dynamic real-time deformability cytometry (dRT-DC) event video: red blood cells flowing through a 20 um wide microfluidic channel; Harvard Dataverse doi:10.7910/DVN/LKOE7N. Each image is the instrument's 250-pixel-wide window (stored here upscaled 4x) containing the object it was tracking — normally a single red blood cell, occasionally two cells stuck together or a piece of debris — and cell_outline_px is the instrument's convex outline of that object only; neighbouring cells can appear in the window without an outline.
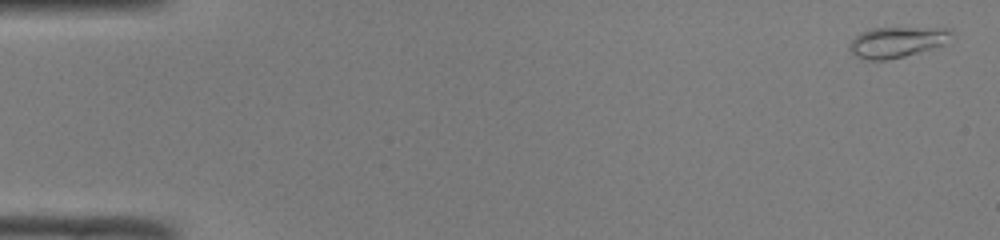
{"species": "common noctule bat (a hibernating species)", "species_latin": "Nyctalus noctula", "temperature_condition": "room temperature", "stored_images_in_passage": 49, "camera_frame_rate_fps": 3000, "um_per_image_px": 0.085, "animal": {"sex": "male", "body_mass_g": 19.0, "forearm_length_mm": 50.8}, "frame": {"image": 1, "passage_image": 1, "time_ms": 0.0, "image_size_px": [1000, 240], "cell_outline_px": [[952, 32], [944, 44], [932, 48], [904, 56], [888, 60], [864, 60], [856, 56], [848, 48], [848, 44], [860, 32], [872, 28], [952, 28]], "centroid_in_image_um": [76.19, 3.58], "position_along_channel_um": 8.8, "area_um2": 18.09}}
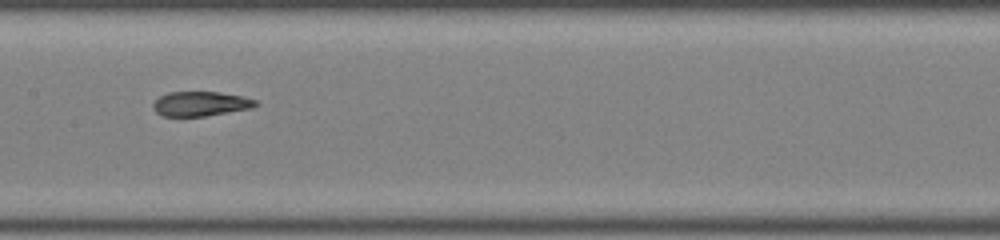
{"frame": {"image": 2, "passage_image": 25, "time_ms": 8.0, "image_size_px": [1000, 240], "cell_outline_px": [[260, 104], [252, 108], [204, 116], [164, 116], [156, 112], [152, 108], [152, 104], [160, 96], [168, 92], [220, 92], [240, 96], [256, 100]], "centroid_in_image_um": [17.04, 8.82], "position_along_channel_um": 190.4, "area_um2": 14.62}}
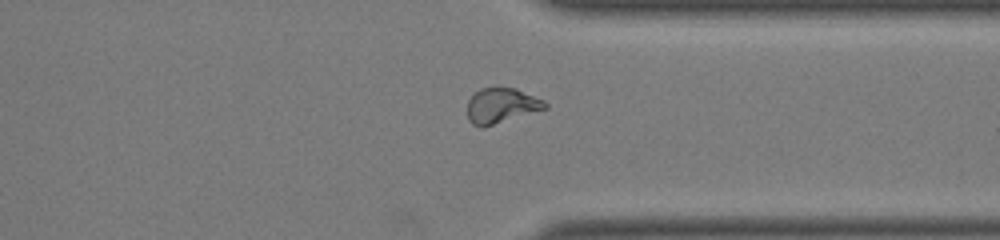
{"frame": {"image": 3, "passage_image": 38, "time_ms": 12.333, "image_size_px": [1000, 240], "cell_outline_px": [[548, 108], [484, 128], [480, 128], [472, 124], [468, 120], [468, 100], [480, 88], [516, 88], [544, 100], [548, 104]], "centroid_in_image_um": [42.63, 9.0], "position_along_channel_um": 368.8, "area_um2": 16.07}, "authors_computed_cell_mechanics": {"area_um2": 15.9528, "velocity_mm_per_s": 4.1206, "shape_relaxation_time_tau1_ms": null, "shape_relaxation_time_tau2_ms": 2.0984, "deformation_change_tau1": null, "deformation_change_tau2": 0.0672}}